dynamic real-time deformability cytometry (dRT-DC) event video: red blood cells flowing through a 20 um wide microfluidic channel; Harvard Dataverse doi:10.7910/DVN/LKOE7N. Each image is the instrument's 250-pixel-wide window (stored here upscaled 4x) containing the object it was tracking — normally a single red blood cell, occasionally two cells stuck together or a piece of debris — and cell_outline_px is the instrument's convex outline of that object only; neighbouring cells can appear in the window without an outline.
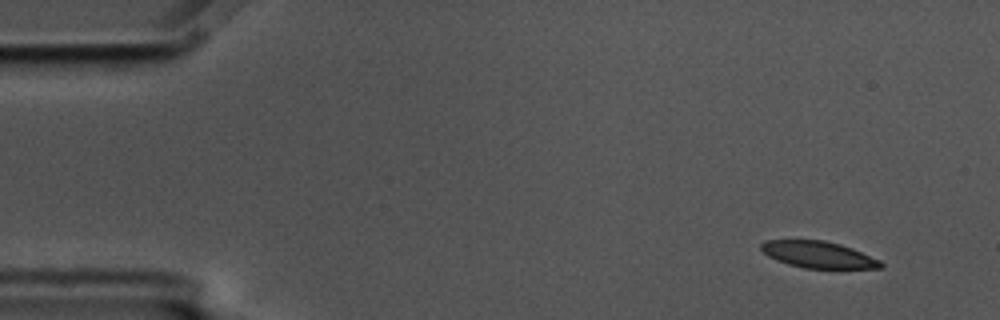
{"species": "common noctule bat (a hibernating species)", "species_latin": "Nyctalus noctula", "temperature_condition": "cold", "stored_images_in_passage": 4, "camera_frame_rate_fps": 3000, "um_per_image_px": 0.085, "animal": {"sex": "male", "body_mass_g": 17.5, "forearm_length_mm": 52.3}, "frame": {"image": 1, "passage_image": 1, "time_ms": 0.0, "image_size_px": [1000, 320], "cell_outline_px": [[884, 268], [804, 268], [788, 264], [776, 260], [768, 256], [760, 248], [760, 244], [764, 240], [824, 240], [840, 244], [852, 248], [880, 260], [884, 264]], "centroid_in_image_um": [69.55, 21.64], "position_along_channel_um": 15.5, "area_um2": 18.55}}
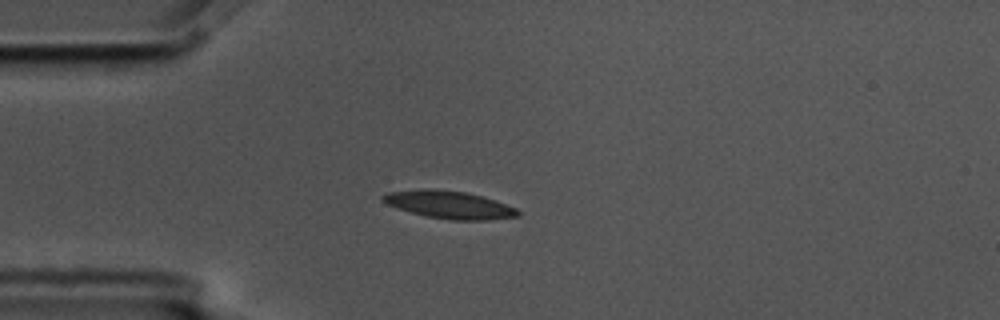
{"frame": {"image": 2, "passage_image": 4, "time_ms": 1.0, "image_size_px": [1000, 320], "cell_outline_px": [[520, 216], [488, 220], [452, 220], [428, 216], [396, 208], [380, 200], [380, 196], [388, 192], [432, 188], [464, 192], [480, 196], [516, 208], [520, 212]], "centroid_in_image_um": [38.16, 17.4], "position_along_channel_um": 46.8, "area_um2": 21.44}}